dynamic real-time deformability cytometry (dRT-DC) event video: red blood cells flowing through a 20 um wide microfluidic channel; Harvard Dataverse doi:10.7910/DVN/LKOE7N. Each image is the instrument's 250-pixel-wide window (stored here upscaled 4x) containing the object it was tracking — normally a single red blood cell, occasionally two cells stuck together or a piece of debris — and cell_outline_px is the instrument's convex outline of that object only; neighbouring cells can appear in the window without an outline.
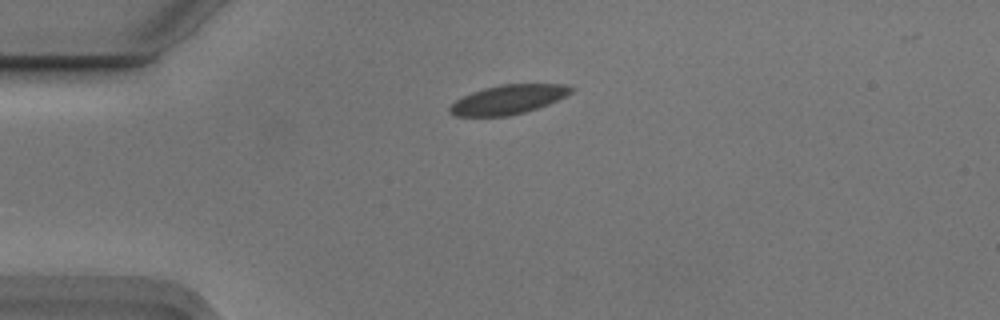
{"species": "Egyptian fruit bat (a non-hibernating species)", "species_latin": "Rousettus aegyptiacus", "temperature_condition": "cold", "stored_images_in_passage": 44, "camera_frame_rate_fps": 3000, "um_per_image_px": 0.085, "animal": {"sex": "male"}, "frame": {"image": 1, "passage_image": 1, "time_ms": 0.0, "image_size_px": [1000, 320], "cell_outline_px": [[576, 88], [572, 92], [548, 104], [524, 112], [508, 116], [456, 116], [448, 112], [448, 108], [456, 100], [472, 92], [484, 88], [500, 84], [568, 84]], "centroid_in_image_um": [43.2, 8.45], "position_along_channel_um": 41.8, "area_um2": 20.58}}
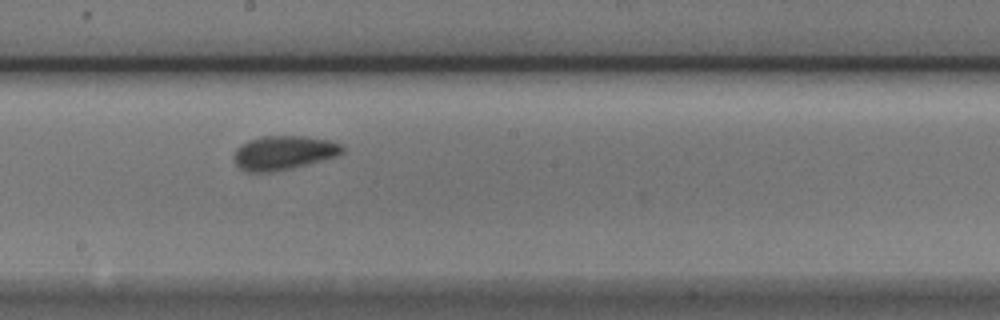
{"frame": {"image": 2, "passage_image": 18, "time_ms": 5.667, "image_size_px": [1000, 320], "cell_outline_px": [[344, 152], [336, 156], [324, 160], [292, 168], [272, 172], [244, 172], [236, 164], [232, 156], [236, 148], [248, 140], [264, 136], [304, 136], [328, 140], [340, 144], [344, 148]], "centroid_in_image_um": [24.08, 12.99], "position_along_channel_um": 224.1, "area_um2": 21.62}}
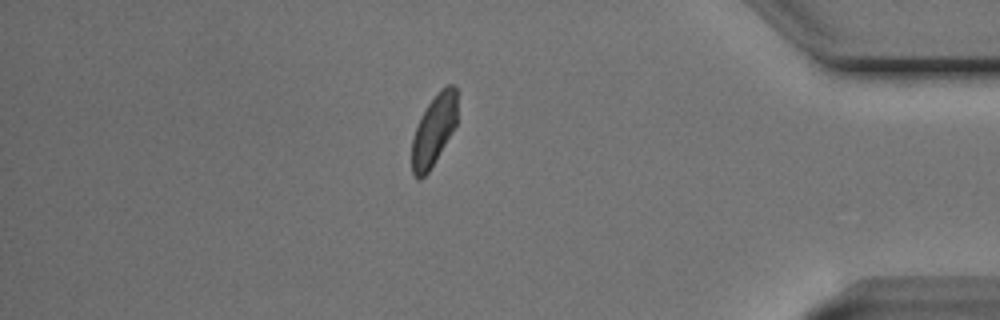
{"frame": {"image": 3, "passage_image": 35, "time_ms": 11.333, "image_size_px": [1000, 320], "cell_outline_px": [[456, 124], [452, 132], [428, 172], [420, 180], [416, 180], [412, 172], [412, 140], [416, 128], [428, 104], [436, 92], [440, 88], [448, 84], [456, 84]], "centroid_in_image_um": [36.87, 11.05], "position_along_channel_um": 398.3, "area_um2": 18.5}, "authors_computed_cell_mechanics": {"area_um2": 20.4901, "velocity_mm_per_s": 3.7015, "shape_relaxation_time_tau1_ms": 2.464, "shape_relaxation_time_tau2_ms": 2.4565, "deformation_change_tau1": 0.0864, "deformation_change_tau2": 0.0568}}